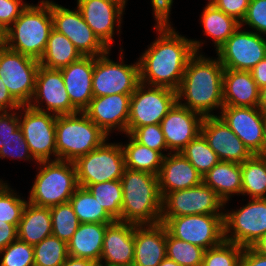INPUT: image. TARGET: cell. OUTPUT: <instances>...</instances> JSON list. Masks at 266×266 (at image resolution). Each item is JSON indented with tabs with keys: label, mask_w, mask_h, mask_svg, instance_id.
Wrapping results in <instances>:
<instances>
[{
	"label": "cell",
	"mask_w": 266,
	"mask_h": 266,
	"mask_svg": "<svg viewBox=\"0 0 266 266\" xmlns=\"http://www.w3.org/2000/svg\"><path fill=\"white\" fill-rule=\"evenodd\" d=\"M170 19H156L158 36L139 57L140 83L177 91L187 63L204 42L188 39L173 29Z\"/></svg>",
	"instance_id": "1"
},
{
	"label": "cell",
	"mask_w": 266,
	"mask_h": 266,
	"mask_svg": "<svg viewBox=\"0 0 266 266\" xmlns=\"http://www.w3.org/2000/svg\"><path fill=\"white\" fill-rule=\"evenodd\" d=\"M223 72L218 57L212 59L195 53L187 63L177 90V102L203 117L218 116L212 111L224 106Z\"/></svg>",
	"instance_id": "2"
},
{
	"label": "cell",
	"mask_w": 266,
	"mask_h": 266,
	"mask_svg": "<svg viewBox=\"0 0 266 266\" xmlns=\"http://www.w3.org/2000/svg\"><path fill=\"white\" fill-rule=\"evenodd\" d=\"M122 209L120 222L136 225L161 223L162 197L158 176L125 168L122 175Z\"/></svg>",
	"instance_id": "3"
},
{
	"label": "cell",
	"mask_w": 266,
	"mask_h": 266,
	"mask_svg": "<svg viewBox=\"0 0 266 266\" xmlns=\"http://www.w3.org/2000/svg\"><path fill=\"white\" fill-rule=\"evenodd\" d=\"M52 29L51 1L28 4L3 33V44L12 51L40 60Z\"/></svg>",
	"instance_id": "4"
},
{
	"label": "cell",
	"mask_w": 266,
	"mask_h": 266,
	"mask_svg": "<svg viewBox=\"0 0 266 266\" xmlns=\"http://www.w3.org/2000/svg\"><path fill=\"white\" fill-rule=\"evenodd\" d=\"M55 132L57 160L61 161L74 162L108 140V135L84 112L57 115Z\"/></svg>",
	"instance_id": "5"
},
{
	"label": "cell",
	"mask_w": 266,
	"mask_h": 266,
	"mask_svg": "<svg viewBox=\"0 0 266 266\" xmlns=\"http://www.w3.org/2000/svg\"><path fill=\"white\" fill-rule=\"evenodd\" d=\"M35 182L29 192L28 202L53 207L69 202L79 187L76 168L72 161H40Z\"/></svg>",
	"instance_id": "6"
},
{
	"label": "cell",
	"mask_w": 266,
	"mask_h": 266,
	"mask_svg": "<svg viewBox=\"0 0 266 266\" xmlns=\"http://www.w3.org/2000/svg\"><path fill=\"white\" fill-rule=\"evenodd\" d=\"M74 165L78 185L83 188L91 184L120 180L126 168L121 144L106 141L88 154L78 157Z\"/></svg>",
	"instance_id": "7"
},
{
	"label": "cell",
	"mask_w": 266,
	"mask_h": 266,
	"mask_svg": "<svg viewBox=\"0 0 266 266\" xmlns=\"http://www.w3.org/2000/svg\"><path fill=\"white\" fill-rule=\"evenodd\" d=\"M110 51L97 56L92 76L93 97L112 94H132L140 84L139 61L124 64L123 50L120 48V62L109 58Z\"/></svg>",
	"instance_id": "8"
},
{
	"label": "cell",
	"mask_w": 266,
	"mask_h": 266,
	"mask_svg": "<svg viewBox=\"0 0 266 266\" xmlns=\"http://www.w3.org/2000/svg\"><path fill=\"white\" fill-rule=\"evenodd\" d=\"M177 102V91L140 83L130 98L127 134L135 128L160 124Z\"/></svg>",
	"instance_id": "9"
},
{
	"label": "cell",
	"mask_w": 266,
	"mask_h": 266,
	"mask_svg": "<svg viewBox=\"0 0 266 266\" xmlns=\"http://www.w3.org/2000/svg\"><path fill=\"white\" fill-rule=\"evenodd\" d=\"M39 66V60L0 46V78L21 106L33 97Z\"/></svg>",
	"instance_id": "10"
},
{
	"label": "cell",
	"mask_w": 266,
	"mask_h": 266,
	"mask_svg": "<svg viewBox=\"0 0 266 266\" xmlns=\"http://www.w3.org/2000/svg\"><path fill=\"white\" fill-rule=\"evenodd\" d=\"M223 216L224 240L251 247L266 233V198L251 199Z\"/></svg>",
	"instance_id": "11"
},
{
	"label": "cell",
	"mask_w": 266,
	"mask_h": 266,
	"mask_svg": "<svg viewBox=\"0 0 266 266\" xmlns=\"http://www.w3.org/2000/svg\"><path fill=\"white\" fill-rule=\"evenodd\" d=\"M223 216L199 214L171 217L163 225L171 236L207 250L224 240Z\"/></svg>",
	"instance_id": "12"
},
{
	"label": "cell",
	"mask_w": 266,
	"mask_h": 266,
	"mask_svg": "<svg viewBox=\"0 0 266 266\" xmlns=\"http://www.w3.org/2000/svg\"><path fill=\"white\" fill-rule=\"evenodd\" d=\"M20 110L23 113L19 112V127L33 158L37 162L56 161L55 124L57 115L37 111L28 105L21 106L18 111ZM50 156L55 158L51 159Z\"/></svg>",
	"instance_id": "13"
},
{
	"label": "cell",
	"mask_w": 266,
	"mask_h": 266,
	"mask_svg": "<svg viewBox=\"0 0 266 266\" xmlns=\"http://www.w3.org/2000/svg\"><path fill=\"white\" fill-rule=\"evenodd\" d=\"M223 207V200L202 182L195 187L167 193L162 198L161 223L171 217L224 214Z\"/></svg>",
	"instance_id": "14"
},
{
	"label": "cell",
	"mask_w": 266,
	"mask_h": 266,
	"mask_svg": "<svg viewBox=\"0 0 266 266\" xmlns=\"http://www.w3.org/2000/svg\"><path fill=\"white\" fill-rule=\"evenodd\" d=\"M242 26L216 51L224 69L250 71L266 57V38Z\"/></svg>",
	"instance_id": "15"
},
{
	"label": "cell",
	"mask_w": 266,
	"mask_h": 266,
	"mask_svg": "<svg viewBox=\"0 0 266 266\" xmlns=\"http://www.w3.org/2000/svg\"><path fill=\"white\" fill-rule=\"evenodd\" d=\"M53 28L65 35L83 56H100L109 49L86 24L80 11L71 10L51 1Z\"/></svg>",
	"instance_id": "16"
},
{
	"label": "cell",
	"mask_w": 266,
	"mask_h": 266,
	"mask_svg": "<svg viewBox=\"0 0 266 266\" xmlns=\"http://www.w3.org/2000/svg\"><path fill=\"white\" fill-rule=\"evenodd\" d=\"M42 103H46L42 106ZM29 107L55 115L74 114L79 112L69 99L62 73L58 69L39 66L35 91L28 104ZM45 107V108H43Z\"/></svg>",
	"instance_id": "17"
},
{
	"label": "cell",
	"mask_w": 266,
	"mask_h": 266,
	"mask_svg": "<svg viewBox=\"0 0 266 266\" xmlns=\"http://www.w3.org/2000/svg\"><path fill=\"white\" fill-rule=\"evenodd\" d=\"M125 8L120 0H77V9L86 24L109 50L114 42L115 26H118L117 33L121 32Z\"/></svg>",
	"instance_id": "18"
},
{
	"label": "cell",
	"mask_w": 266,
	"mask_h": 266,
	"mask_svg": "<svg viewBox=\"0 0 266 266\" xmlns=\"http://www.w3.org/2000/svg\"><path fill=\"white\" fill-rule=\"evenodd\" d=\"M218 115L254 154L264 155V113L258 107L223 106Z\"/></svg>",
	"instance_id": "19"
},
{
	"label": "cell",
	"mask_w": 266,
	"mask_h": 266,
	"mask_svg": "<svg viewBox=\"0 0 266 266\" xmlns=\"http://www.w3.org/2000/svg\"><path fill=\"white\" fill-rule=\"evenodd\" d=\"M204 117L178 102L160 122L169 153H180L201 133Z\"/></svg>",
	"instance_id": "20"
},
{
	"label": "cell",
	"mask_w": 266,
	"mask_h": 266,
	"mask_svg": "<svg viewBox=\"0 0 266 266\" xmlns=\"http://www.w3.org/2000/svg\"><path fill=\"white\" fill-rule=\"evenodd\" d=\"M201 134L220 161L241 164L253 155L219 116L204 117Z\"/></svg>",
	"instance_id": "21"
},
{
	"label": "cell",
	"mask_w": 266,
	"mask_h": 266,
	"mask_svg": "<svg viewBox=\"0 0 266 266\" xmlns=\"http://www.w3.org/2000/svg\"><path fill=\"white\" fill-rule=\"evenodd\" d=\"M131 95L112 94L93 97L83 112L108 136L115 129L127 134Z\"/></svg>",
	"instance_id": "22"
},
{
	"label": "cell",
	"mask_w": 266,
	"mask_h": 266,
	"mask_svg": "<svg viewBox=\"0 0 266 266\" xmlns=\"http://www.w3.org/2000/svg\"><path fill=\"white\" fill-rule=\"evenodd\" d=\"M136 226L116 220L106 227L99 266H133Z\"/></svg>",
	"instance_id": "23"
},
{
	"label": "cell",
	"mask_w": 266,
	"mask_h": 266,
	"mask_svg": "<svg viewBox=\"0 0 266 266\" xmlns=\"http://www.w3.org/2000/svg\"><path fill=\"white\" fill-rule=\"evenodd\" d=\"M96 57L83 56L76 62L59 69L71 104L83 112L93 99L92 76Z\"/></svg>",
	"instance_id": "24"
},
{
	"label": "cell",
	"mask_w": 266,
	"mask_h": 266,
	"mask_svg": "<svg viewBox=\"0 0 266 266\" xmlns=\"http://www.w3.org/2000/svg\"><path fill=\"white\" fill-rule=\"evenodd\" d=\"M158 183L163 198L167 193L201 184L202 176L182 154L168 153L163 158Z\"/></svg>",
	"instance_id": "25"
},
{
	"label": "cell",
	"mask_w": 266,
	"mask_h": 266,
	"mask_svg": "<svg viewBox=\"0 0 266 266\" xmlns=\"http://www.w3.org/2000/svg\"><path fill=\"white\" fill-rule=\"evenodd\" d=\"M166 257V227L162 224L134 228L133 266H158Z\"/></svg>",
	"instance_id": "26"
},
{
	"label": "cell",
	"mask_w": 266,
	"mask_h": 266,
	"mask_svg": "<svg viewBox=\"0 0 266 266\" xmlns=\"http://www.w3.org/2000/svg\"><path fill=\"white\" fill-rule=\"evenodd\" d=\"M260 88L250 71L224 69L223 103L224 106L257 107Z\"/></svg>",
	"instance_id": "27"
},
{
	"label": "cell",
	"mask_w": 266,
	"mask_h": 266,
	"mask_svg": "<svg viewBox=\"0 0 266 266\" xmlns=\"http://www.w3.org/2000/svg\"><path fill=\"white\" fill-rule=\"evenodd\" d=\"M109 224L80 223L67 243L68 256L92 260L99 264L106 227Z\"/></svg>",
	"instance_id": "28"
},
{
	"label": "cell",
	"mask_w": 266,
	"mask_h": 266,
	"mask_svg": "<svg viewBox=\"0 0 266 266\" xmlns=\"http://www.w3.org/2000/svg\"><path fill=\"white\" fill-rule=\"evenodd\" d=\"M202 182L210 187L226 205L232 195H242L241 164L219 161L202 177Z\"/></svg>",
	"instance_id": "29"
},
{
	"label": "cell",
	"mask_w": 266,
	"mask_h": 266,
	"mask_svg": "<svg viewBox=\"0 0 266 266\" xmlns=\"http://www.w3.org/2000/svg\"><path fill=\"white\" fill-rule=\"evenodd\" d=\"M18 239L29 245H36L52 235V219L49 207H41L30 202L24 207L17 227Z\"/></svg>",
	"instance_id": "30"
},
{
	"label": "cell",
	"mask_w": 266,
	"mask_h": 266,
	"mask_svg": "<svg viewBox=\"0 0 266 266\" xmlns=\"http://www.w3.org/2000/svg\"><path fill=\"white\" fill-rule=\"evenodd\" d=\"M83 55L74 44L54 28L50 32L40 66L48 69H61L81 59Z\"/></svg>",
	"instance_id": "31"
},
{
	"label": "cell",
	"mask_w": 266,
	"mask_h": 266,
	"mask_svg": "<svg viewBox=\"0 0 266 266\" xmlns=\"http://www.w3.org/2000/svg\"><path fill=\"white\" fill-rule=\"evenodd\" d=\"M204 34L214 42L217 51L239 28L240 22L208 2L201 14Z\"/></svg>",
	"instance_id": "32"
},
{
	"label": "cell",
	"mask_w": 266,
	"mask_h": 266,
	"mask_svg": "<svg viewBox=\"0 0 266 266\" xmlns=\"http://www.w3.org/2000/svg\"><path fill=\"white\" fill-rule=\"evenodd\" d=\"M128 143L123 145L120 142L126 168L138 171L149 172L158 176L164 156L153 149L138 143L130 134Z\"/></svg>",
	"instance_id": "33"
},
{
	"label": "cell",
	"mask_w": 266,
	"mask_h": 266,
	"mask_svg": "<svg viewBox=\"0 0 266 266\" xmlns=\"http://www.w3.org/2000/svg\"><path fill=\"white\" fill-rule=\"evenodd\" d=\"M242 195L266 198V155L254 154L241 163Z\"/></svg>",
	"instance_id": "34"
},
{
	"label": "cell",
	"mask_w": 266,
	"mask_h": 266,
	"mask_svg": "<svg viewBox=\"0 0 266 266\" xmlns=\"http://www.w3.org/2000/svg\"><path fill=\"white\" fill-rule=\"evenodd\" d=\"M69 202L80 223L111 224L116 221L86 188L79 186Z\"/></svg>",
	"instance_id": "35"
},
{
	"label": "cell",
	"mask_w": 266,
	"mask_h": 266,
	"mask_svg": "<svg viewBox=\"0 0 266 266\" xmlns=\"http://www.w3.org/2000/svg\"><path fill=\"white\" fill-rule=\"evenodd\" d=\"M203 177L220 160L200 133L180 152Z\"/></svg>",
	"instance_id": "36"
},
{
	"label": "cell",
	"mask_w": 266,
	"mask_h": 266,
	"mask_svg": "<svg viewBox=\"0 0 266 266\" xmlns=\"http://www.w3.org/2000/svg\"><path fill=\"white\" fill-rule=\"evenodd\" d=\"M101 206L115 219L121 217L122 209V184L121 180H112L91 184L86 188Z\"/></svg>",
	"instance_id": "37"
},
{
	"label": "cell",
	"mask_w": 266,
	"mask_h": 266,
	"mask_svg": "<svg viewBox=\"0 0 266 266\" xmlns=\"http://www.w3.org/2000/svg\"><path fill=\"white\" fill-rule=\"evenodd\" d=\"M205 249L171 236L166 230V257L180 266H201Z\"/></svg>",
	"instance_id": "38"
},
{
	"label": "cell",
	"mask_w": 266,
	"mask_h": 266,
	"mask_svg": "<svg viewBox=\"0 0 266 266\" xmlns=\"http://www.w3.org/2000/svg\"><path fill=\"white\" fill-rule=\"evenodd\" d=\"M34 266H61L68 257L67 243L53 235L33 246Z\"/></svg>",
	"instance_id": "39"
},
{
	"label": "cell",
	"mask_w": 266,
	"mask_h": 266,
	"mask_svg": "<svg viewBox=\"0 0 266 266\" xmlns=\"http://www.w3.org/2000/svg\"><path fill=\"white\" fill-rule=\"evenodd\" d=\"M50 213L52 235L68 243L80 225V221L73 211L70 202L50 207Z\"/></svg>",
	"instance_id": "40"
},
{
	"label": "cell",
	"mask_w": 266,
	"mask_h": 266,
	"mask_svg": "<svg viewBox=\"0 0 266 266\" xmlns=\"http://www.w3.org/2000/svg\"><path fill=\"white\" fill-rule=\"evenodd\" d=\"M8 183L0 179V221L14 224L18 227L22 213L28 201L17 195Z\"/></svg>",
	"instance_id": "41"
},
{
	"label": "cell",
	"mask_w": 266,
	"mask_h": 266,
	"mask_svg": "<svg viewBox=\"0 0 266 266\" xmlns=\"http://www.w3.org/2000/svg\"><path fill=\"white\" fill-rule=\"evenodd\" d=\"M244 247L223 240L219 245L205 250L203 266H240Z\"/></svg>",
	"instance_id": "42"
},
{
	"label": "cell",
	"mask_w": 266,
	"mask_h": 266,
	"mask_svg": "<svg viewBox=\"0 0 266 266\" xmlns=\"http://www.w3.org/2000/svg\"><path fill=\"white\" fill-rule=\"evenodd\" d=\"M0 266H34L33 245L19 239L0 250Z\"/></svg>",
	"instance_id": "43"
},
{
	"label": "cell",
	"mask_w": 266,
	"mask_h": 266,
	"mask_svg": "<svg viewBox=\"0 0 266 266\" xmlns=\"http://www.w3.org/2000/svg\"><path fill=\"white\" fill-rule=\"evenodd\" d=\"M130 135L138 143L160 152L163 156L166 155L163 154V151H167L168 148L160 124L137 127L130 133Z\"/></svg>",
	"instance_id": "44"
},
{
	"label": "cell",
	"mask_w": 266,
	"mask_h": 266,
	"mask_svg": "<svg viewBox=\"0 0 266 266\" xmlns=\"http://www.w3.org/2000/svg\"><path fill=\"white\" fill-rule=\"evenodd\" d=\"M248 25L255 33L266 36V0H250L240 26Z\"/></svg>",
	"instance_id": "45"
},
{
	"label": "cell",
	"mask_w": 266,
	"mask_h": 266,
	"mask_svg": "<svg viewBox=\"0 0 266 266\" xmlns=\"http://www.w3.org/2000/svg\"><path fill=\"white\" fill-rule=\"evenodd\" d=\"M6 157L23 159L24 161H30L32 159V161L34 160L37 163L29 151L28 144L23 137V132L20 127L14 132V136L0 149V159Z\"/></svg>",
	"instance_id": "46"
},
{
	"label": "cell",
	"mask_w": 266,
	"mask_h": 266,
	"mask_svg": "<svg viewBox=\"0 0 266 266\" xmlns=\"http://www.w3.org/2000/svg\"><path fill=\"white\" fill-rule=\"evenodd\" d=\"M27 6L22 0H0V31L4 33Z\"/></svg>",
	"instance_id": "47"
},
{
	"label": "cell",
	"mask_w": 266,
	"mask_h": 266,
	"mask_svg": "<svg viewBox=\"0 0 266 266\" xmlns=\"http://www.w3.org/2000/svg\"><path fill=\"white\" fill-rule=\"evenodd\" d=\"M249 2L250 0H211L210 1V3H212L219 10L235 18L240 23L245 17L247 8L249 6Z\"/></svg>",
	"instance_id": "48"
},
{
	"label": "cell",
	"mask_w": 266,
	"mask_h": 266,
	"mask_svg": "<svg viewBox=\"0 0 266 266\" xmlns=\"http://www.w3.org/2000/svg\"><path fill=\"white\" fill-rule=\"evenodd\" d=\"M19 128V112L0 111V149Z\"/></svg>",
	"instance_id": "49"
},
{
	"label": "cell",
	"mask_w": 266,
	"mask_h": 266,
	"mask_svg": "<svg viewBox=\"0 0 266 266\" xmlns=\"http://www.w3.org/2000/svg\"><path fill=\"white\" fill-rule=\"evenodd\" d=\"M17 239V226L4 221H0V250L6 248L10 243Z\"/></svg>",
	"instance_id": "50"
},
{
	"label": "cell",
	"mask_w": 266,
	"mask_h": 266,
	"mask_svg": "<svg viewBox=\"0 0 266 266\" xmlns=\"http://www.w3.org/2000/svg\"><path fill=\"white\" fill-rule=\"evenodd\" d=\"M240 266H266V257L257 253L252 247H244Z\"/></svg>",
	"instance_id": "51"
},
{
	"label": "cell",
	"mask_w": 266,
	"mask_h": 266,
	"mask_svg": "<svg viewBox=\"0 0 266 266\" xmlns=\"http://www.w3.org/2000/svg\"><path fill=\"white\" fill-rule=\"evenodd\" d=\"M21 105L12 97L0 78V111H17Z\"/></svg>",
	"instance_id": "52"
},
{
	"label": "cell",
	"mask_w": 266,
	"mask_h": 266,
	"mask_svg": "<svg viewBox=\"0 0 266 266\" xmlns=\"http://www.w3.org/2000/svg\"><path fill=\"white\" fill-rule=\"evenodd\" d=\"M173 0H151L154 18L170 19Z\"/></svg>",
	"instance_id": "53"
},
{
	"label": "cell",
	"mask_w": 266,
	"mask_h": 266,
	"mask_svg": "<svg viewBox=\"0 0 266 266\" xmlns=\"http://www.w3.org/2000/svg\"><path fill=\"white\" fill-rule=\"evenodd\" d=\"M252 77L259 88L266 85V57L258 62L251 70Z\"/></svg>",
	"instance_id": "54"
},
{
	"label": "cell",
	"mask_w": 266,
	"mask_h": 266,
	"mask_svg": "<svg viewBox=\"0 0 266 266\" xmlns=\"http://www.w3.org/2000/svg\"><path fill=\"white\" fill-rule=\"evenodd\" d=\"M61 266H99V264L89 259L68 256Z\"/></svg>",
	"instance_id": "55"
},
{
	"label": "cell",
	"mask_w": 266,
	"mask_h": 266,
	"mask_svg": "<svg viewBox=\"0 0 266 266\" xmlns=\"http://www.w3.org/2000/svg\"><path fill=\"white\" fill-rule=\"evenodd\" d=\"M257 253L266 257V233L251 246Z\"/></svg>",
	"instance_id": "56"
},
{
	"label": "cell",
	"mask_w": 266,
	"mask_h": 266,
	"mask_svg": "<svg viewBox=\"0 0 266 266\" xmlns=\"http://www.w3.org/2000/svg\"><path fill=\"white\" fill-rule=\"evenodd\" d=\"M266 115V85L260 88L259 102L257 106Z\"/></svg>",
	"instance_id": "57"
},
{
	"label": "cell",
	"mask_w": 266,
	"mask_h": 266,
	"mask_svg": "<svg viewBox=\"0 0 266 266\" xmlns=\"http://www.w3.org/2000/svg\"><path fill=\"white\" fill-rule=\"evenodd\" d=\"M158 266H180V265L174 260L165 257Z\"/></svg>",
	"instance_id": "58"
},
{
	"label": "cell",
	"mask_w": 266,
	"mask_h": 266,
	"mask_svg": "<svg viewBox=\"0 0 266 266\" xmlns=\"http://www.w3.org/2000/svg\"><path fill=\"white\" fill-rule=\"evenodd\" d=\"M264 155H266V115L264 118Z\"/></svg>",
	"instance_id": "59"
},
{
	"label": "cell",
	"mask_w": 266,
	"mask_h": 266,
	"mask_svg": "<svg viewBox=\"0 0 266 266\" xmlns=\"http://www.w3.org/2000/svg\"><path fill=\"white\" fill-rule=\"evenodd\" d=\"M3 44V33L0 31V46Z\"/></svg>",
	"instance_id": "60"
},
{
	"label": "cell",
	"mask_w": 266,
	"mask_h": 266,
	"mask_svg": "<svg viewBox=\"0 0 266 266\" xmlns=\"http://www.w3.org/2000/svg\"><path fill=\"white\" fill-rule=\"evenodd\" d=\"M120 1L126 5L128 0H120Z\"/></svg>",
	"instance_id": "61"
}]
</instances>
